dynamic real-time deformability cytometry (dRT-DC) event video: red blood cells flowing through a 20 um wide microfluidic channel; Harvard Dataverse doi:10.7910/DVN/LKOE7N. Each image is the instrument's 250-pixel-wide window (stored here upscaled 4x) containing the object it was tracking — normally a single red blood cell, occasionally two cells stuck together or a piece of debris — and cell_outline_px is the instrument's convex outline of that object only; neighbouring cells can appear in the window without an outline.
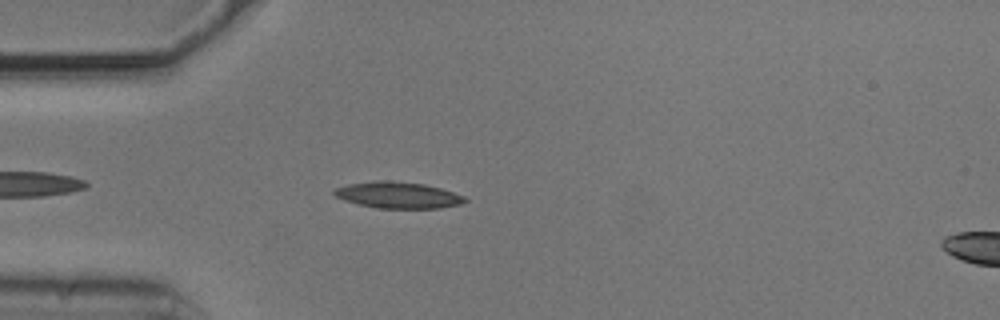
{"species": "common noctule bat (a hibernating species)", "species_latin": "Nyctalus noctula", "temperature_condition": "cold", "stored_images_in_passage": 44, "camera_frame_rate_fps": 3000, "um_per_image_px": 0.085, "animal": {"sex": "male", "body_mass_g": 20.5, "forearm_length_mm": 52.5}, "frame": {"image": 1, "passage_image": 5, "time_ms": 1.333, "image_size_px": [1000, 320], "cell_outline_px": [[468, 200], [460, 204], [440, 208], [376, 208], [344, 200], [336, 196], [332, 192], [336, 188], [348, 184], [376, 180], [388, 180], [424, 184], [440, 188], [464, 196]], "centroid_in_image_um": [33.82, 16.58], "position_along_channel_um": 51.2, "area_um2": 19.94}}
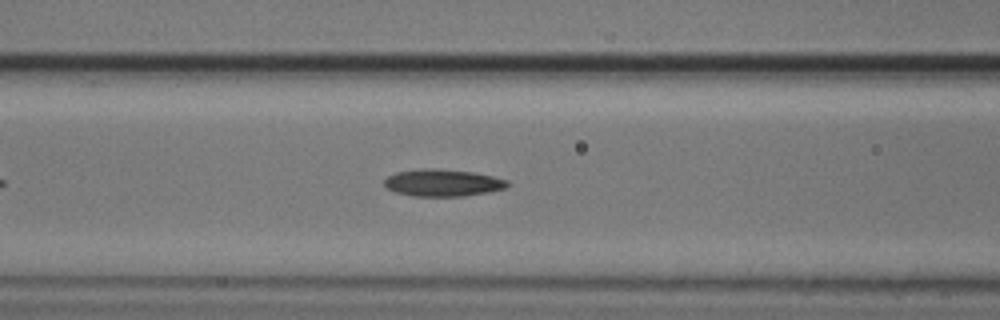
{"frame": {"image": 2, "passage_image": 12, "time_ms": 3.667, "image_size_px": [1000, 320], "cell_outline_px": [[512, 184], [508, 188], [488, 192], [464, 196], [412, 196], [396, 192], [388, 188], [384, 184], [384, 180], [388, 176], [396, 172], [424, 168], [436, 168], [472, 172], [492, 176], [508, 180]], "centroid_in_image_um": [37.68, 15.54], "position_along_channel_um": 128.9, "area_um2": 19.54}}
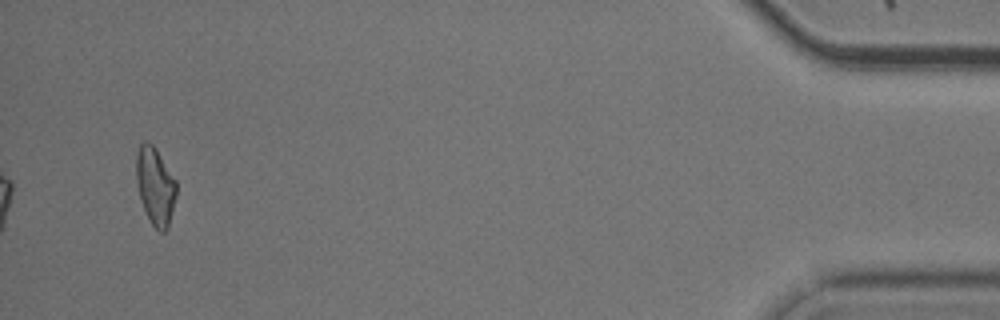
{"frame": {"image": 3, "passage_image": 42, "time_ms": 13.667, "image_size_px": [1000, 320], "cell_outline_px": [[176, 196], [168, 228], [164, 232], [160, 232], [152, 224], [140, 200], [136, 180], [136, 152], [140, 144], [144, 140], [148, 140], [156, 148], [176, 180]], "centroid_in_image_um": [13.19, 15.77], "position_along_channel_um": 422.0, "area_um2": 18.21}, "authors_computed_cell_mechanics": {"area_um2": 18.496, "velocity_mm_per_s": 3.7222, "shape_relaxation_time_tau1_ms": 3.7496, "shape_relaxation_time_tau2_ms": 5.0876, "deformation_change_tau1": 0.1225, "deformation_change_tau2": 0.1528}}